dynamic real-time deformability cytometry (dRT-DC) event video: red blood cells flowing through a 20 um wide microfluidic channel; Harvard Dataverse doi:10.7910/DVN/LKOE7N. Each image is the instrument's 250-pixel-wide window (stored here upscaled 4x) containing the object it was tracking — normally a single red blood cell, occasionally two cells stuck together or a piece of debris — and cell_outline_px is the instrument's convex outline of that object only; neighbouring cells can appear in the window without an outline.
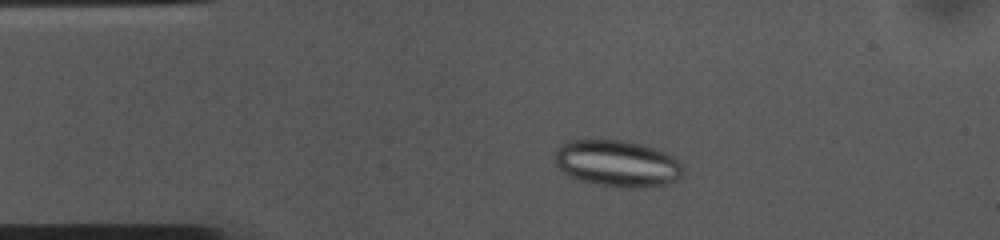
{"species": "common noctule bat (a hibernating species)", "species_latin": "Nyctalus noctula", "temperature_condition": "cold", "stored_images_in_passage": 53, "camera_frame_rate_fps": 3000, "um_per_image_px": 0.085, "animal": {"sex": "female", "body_mass_g": 10.0, "forearm_length_mm": 53.1}, "frame": {"image": 1, "passage_image": 9, "time_ms": 2.667, "image_size_px": [1000, 240], "cell_outline_px": [[684, 176], [668, 184], [652, 188], [632, 188], [596, 184], [572, 176], [564, 172], [556, 164], [556, 148], [572, 140], [628, 140], [656, 148], [672, 156], [680, 164]], "centroid_in_image_um": [52.53, 13.9], "position_along_channel_um": 32.5, "area_um2": 34.68}}
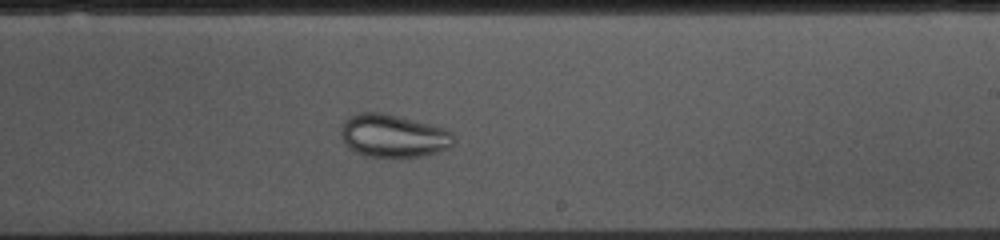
{"frame": {"image": 2, "passage_image": 30, "time_ms": 9.667, "image_size_px": [1000, 240], "cell_outline_px": [[456, 140], [448, 148], [424, 156], [364, 156], [348, 148], [344, 144], [340, 132], [340, 128], [344, 120], [356, 112], [384, 112], [444, 128], [452, 132]], "centroid_in_image_um": [33.39, 11.53], "position_along_channel_um": 255.6, "area_um2": 28.32}}
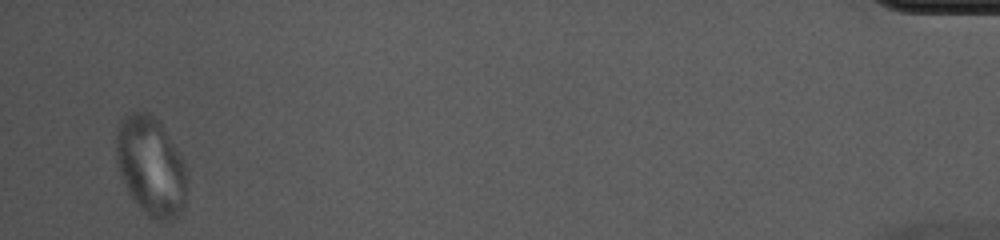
{"frame": {"image": 3, "passage_image": 51, "time_ms": 16.667, "image_size_px": [1000, 240], "cell_outline_px": [[188, 172], [184, 208], [180, 216], [164, 224], [160, 224], [148, 216], [140, 208], [124, 184], [120, 172], [116, 156], [116, 128], [120, 120], [132, 112], [148, 112], [160, 124], [184, 160]], "centroid_in_image_um": [12.85, 14.19], "position_along_channel_um": 422.3, "area_um2": 41.15}}